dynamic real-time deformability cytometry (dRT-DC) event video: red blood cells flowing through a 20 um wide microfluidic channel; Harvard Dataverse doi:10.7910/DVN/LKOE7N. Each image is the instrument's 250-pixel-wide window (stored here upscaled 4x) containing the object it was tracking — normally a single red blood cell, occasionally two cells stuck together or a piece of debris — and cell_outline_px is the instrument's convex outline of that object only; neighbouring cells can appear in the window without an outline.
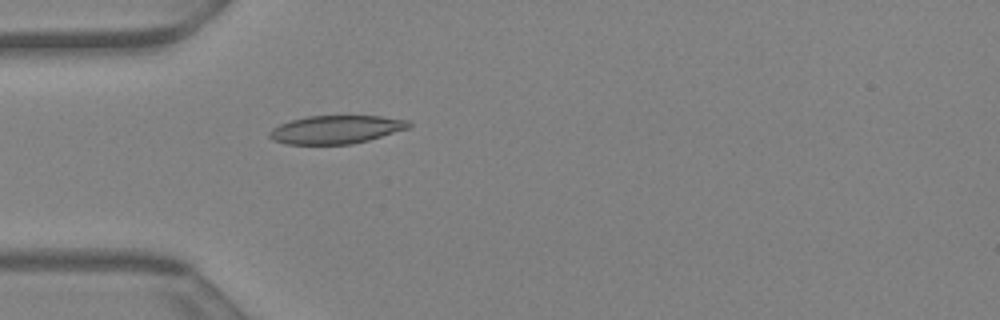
{"species": "Egyptian fruit bat (a non-hibernating species)", "species_latin": "Rousettus aegyptiacus", "temperature_condition": "warm", "stored_images_in_passage": 41, "camera_frame_rate_fps": 3000, "um_per_image_px": 0.085, "animal": {"sex": "female"}, "frame": {"image": 1, "passage_image": 1, "time_ms": 0.0, "image_size_px": [1000, 320], "cell_outline_px": [[412, 124], [408, 128], [368, 140], [352, 144], [284, 144], [272, 140], [268, 136], [268, 132], [272, 128], [280, 124], [292, 120], [308, 116], [380, 116], [408, 120]], "centroid_in_image_um": [28.52, 11.01], "position_along_channel_um": 56.5, "area_um2": 22.83}}
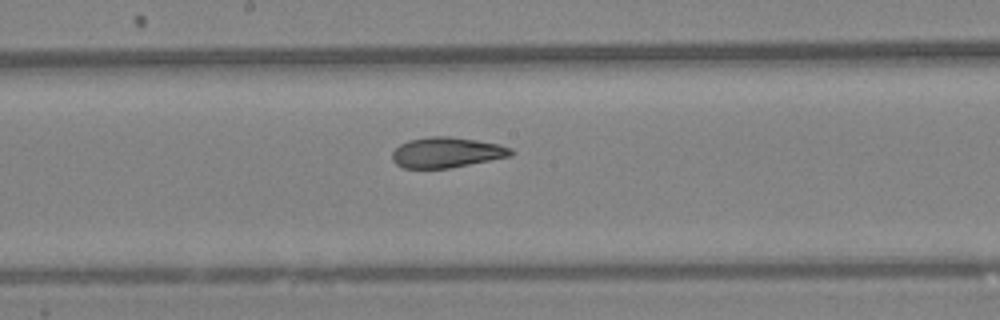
{"frame": {"image": 2, "passage_image": 16, "time_ms": 5.0, "image_size_px": [1000, 320], "cell_outline_px": [[516, 152], [512, 156], [448, 168], [400, 168], [392, 160], [392, 152], [400, 144], [408, 140], [428, 136], [448, 136], [476, 140], [500, 144], [512, 148]], "centroid_in_image_um": [37.97, 12.95], "position_along_channel_um": 210.2, "area_um2": 21.21}}
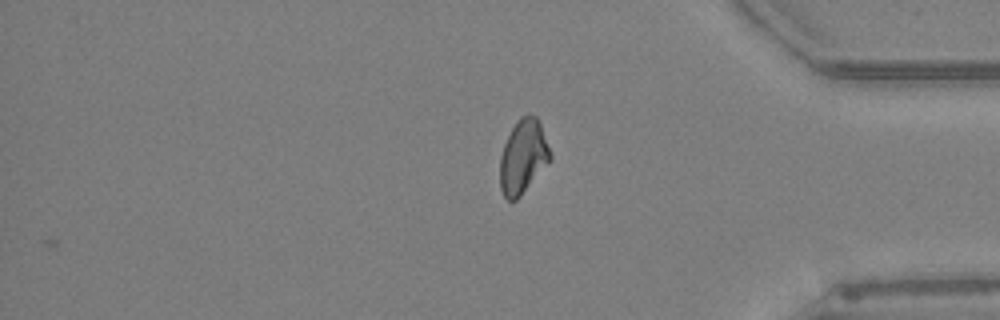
{"frame": {"image": 3, "passage_image": 35, "time_ms": 11.333, "image_size_px": [1000, 320], "cell_outline_px": [[552, 160], [520, 196], [516, 200], [508, 200], [504, 196], [500, 188], [500, 156], [504, 144], [512, 128], [520, 116], [528, 112], [536, 116], [540, 124], [552, 156]], "centroid_in_image_um": [44.47, 13.31], "position_along_channel_um": 390.7, "area_um2": 21.68}}